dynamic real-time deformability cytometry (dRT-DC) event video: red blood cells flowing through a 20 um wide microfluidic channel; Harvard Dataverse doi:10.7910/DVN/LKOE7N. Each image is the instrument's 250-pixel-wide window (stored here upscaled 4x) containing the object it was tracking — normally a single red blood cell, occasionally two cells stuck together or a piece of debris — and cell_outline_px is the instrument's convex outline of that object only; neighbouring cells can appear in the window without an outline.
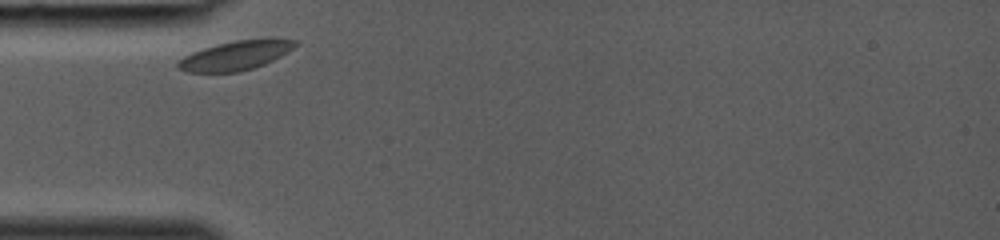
{"species": "common noctule bat (a hibernating species)", "species_latin": "Nyctalus noctula", "temperature_condition": "room temperature", "stored_images_in_passage": 24, "camera_frame_rate_fps": 3000, "um_per_image_px": 0.085, "animal": {"sex": "female", "body_mass_g": 19.0, "forearm_length_mm": 53.3}, "frame": {"image": 1, "passage_image": 1, "time_ms": 0.0, "image_size_px": [1000, 240], "cell_outline_px": [[296, 44], [288, 52], [264, 64], [240, 72], [188, 72], [176, 68], [176, 64], [184, 56], [192, 52], [216, 44], [236, 40], [296, 40]], "centroid_in_image_um": [19.94, 4.74], "position_along_channel_um": 65.1, "area_um2": 19.42}}
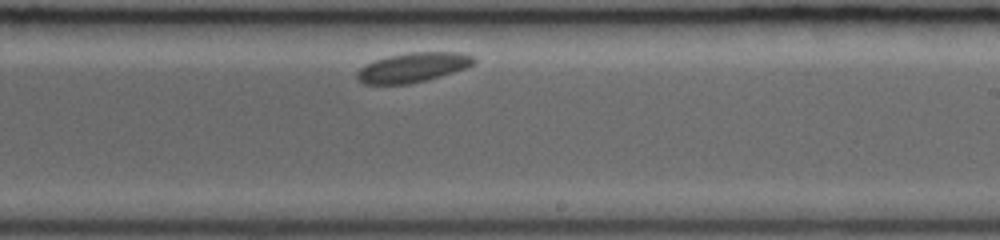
{"frame": {"image": 2, "passage_image": 14, "time_ms": 4.333, "image_size_px": [1000, 240], "cell_outline_px": [[476, 60], [472, 64], [464, 68], [428, 80], [408, 84], [364, 84], [356, 76], [356, 72], [364, 64], [388, 56], [408, 52], [460, 52], [472, 56]], "centroid_in_image_um": [35.06, 5.73], "position_along_channel_um": 253.9, "area_um2": 20.0}}
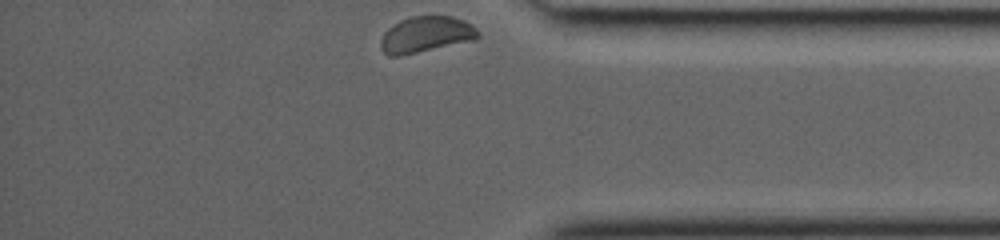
{"frame": {"image": 3, "passage_image": 24, "time_ms": 7.667, "image_size_px": [1000, 240], "cell_outline_px": [[480, 36], [476, 40], [396, 56], [388, 56], [380, 48], [380, 40], [384, 32], [388, 28], [400, 20], [412, 16], [452, 16], [464, 20], [472, 24], [480, 32]], "centroid_in_image_um": [36.22, 2.92], "position_along_channel_um": 399.0, "area_um2": 20.46}}